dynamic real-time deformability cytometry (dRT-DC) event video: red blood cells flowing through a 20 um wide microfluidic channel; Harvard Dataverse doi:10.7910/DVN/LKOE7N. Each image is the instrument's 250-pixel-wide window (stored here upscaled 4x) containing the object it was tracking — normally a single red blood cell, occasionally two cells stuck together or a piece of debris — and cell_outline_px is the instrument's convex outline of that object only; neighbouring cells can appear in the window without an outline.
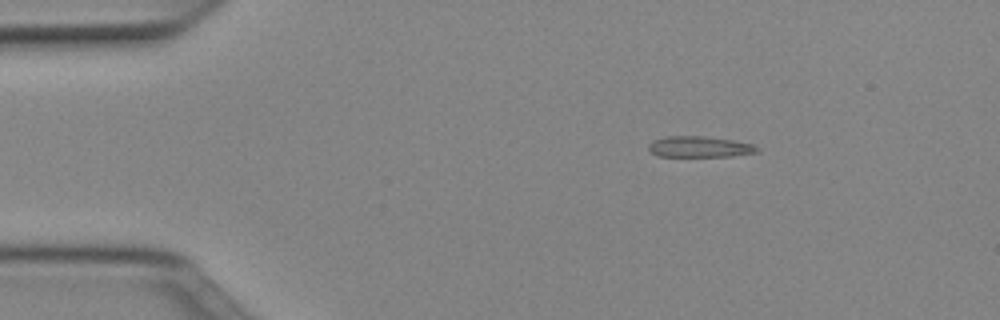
{"species": "Egyptian fruit bat (a non-hibernating species)", "species_latin": "Rousettus aegyptiacus", "temperature_condition": "cold", "stored_images_in_passage": 9, "camera_frame_rate_fps": 3000, "um_per_image_px": 0.085, "animal": {"sex": "female"}, "frame": {"image": 1, "passage_image": 1, "time_ms": 0.0, "image_size_px": [1000, 320], "cell_outline_px": [[760, 152], [732, 156], [656, 156], [648, 148], [648, 144], [652, 140], [664, 136], [704, 136], [732, 140], [752, 144], [760, 148]], "centroid_in_image_um": [59.45, 12.47], "position_along_channel_um": 25.5, "area_um2": 13.35}}